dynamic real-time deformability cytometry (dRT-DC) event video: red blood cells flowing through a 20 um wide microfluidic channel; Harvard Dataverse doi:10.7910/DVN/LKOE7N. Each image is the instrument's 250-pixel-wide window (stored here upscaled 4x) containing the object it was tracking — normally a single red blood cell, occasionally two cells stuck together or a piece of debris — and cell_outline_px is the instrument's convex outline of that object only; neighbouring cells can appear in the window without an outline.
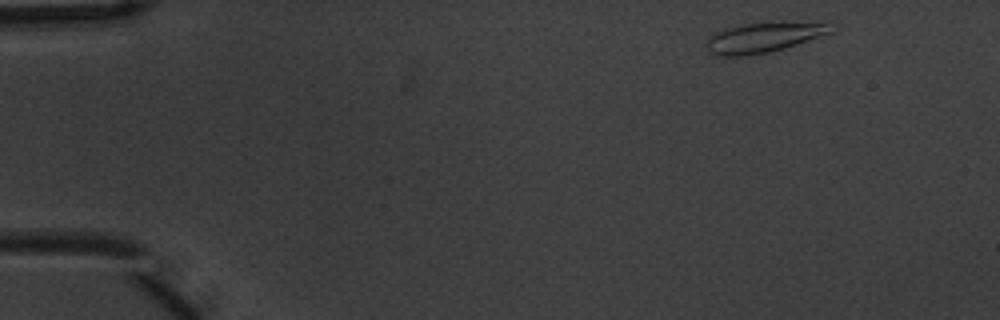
{"species": "common noctule bat (a hibernating species)", "species_latin": "Nyctalus noctula", "temperature_condition": "warm", "stored_images_in_passage": 5, "camera_frame_rate_fps": 3000, "um_per_image_px": 0.085, "animal": {"sex": "male", "body_mass_g": 20.1, "forearm_length_mm": 53.5}, "frame": {"image": 1, "passage_image": 1, "time_ms": 0.0, "image_size_px": [1000, 320], "cell_outline_px": [[836, 24], [832, 32], [784, 48], [768, 52], [744, 56], [720, 56], [708, 52], [708, 40], [716, 32], [728, 28], [744, 24]], "centroid_in_image_um": [64.86, 3.23], "position_along_channel_um": 20.1, "area_um2": 20.58}}